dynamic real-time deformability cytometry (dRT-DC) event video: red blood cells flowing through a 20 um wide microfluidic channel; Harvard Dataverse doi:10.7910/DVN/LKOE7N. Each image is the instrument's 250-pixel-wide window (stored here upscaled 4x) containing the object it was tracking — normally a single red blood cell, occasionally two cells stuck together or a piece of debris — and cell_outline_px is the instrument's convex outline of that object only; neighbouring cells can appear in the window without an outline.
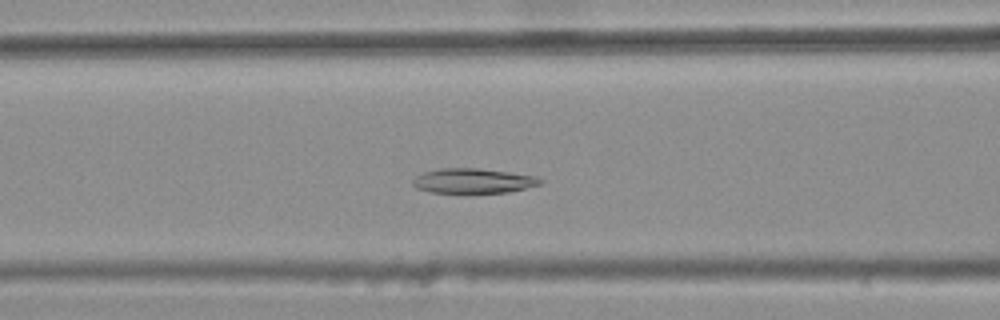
{"species": "common noctule bat (a hibernating species)", "species_latin": "Nyctalus noctula", "temperature_condition": "warm", "stored_images_in_passage": 42, "camera_frame_rate_fps": 3000, "um_per_image_px": 0.085, "animal": {"sex": "female", "body_mass_g": 25.1}, "frame": {"image": 1, "passage_image": 19, "time_ms": 6.0, "image_size_px": [1000, 320], "cell_outline_px": [[544, 180], [540, 184], [508, 192], [468, 196], [428, 192], [416, 188], [412, 184], [412, 180], [416, 176], [424, 172], [440, 168], [480, 168], [536, 176]], "centroid_in_image_um": [40.17, 15.42], "position_along_channel_um": 126.4, "area_um2": 19.42}}
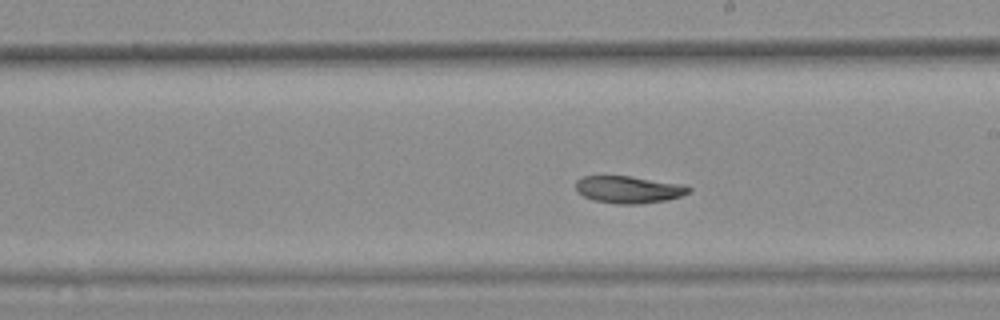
{"frame": {"image": 2, "passage_image": 28, "time_ms": 9.0, "image_size_px": [1000, 320], "cell_outline_px": [[692, 188], [688, 192], [680, 196], [668, 200], [636, 204], [616, 204], [592, 200], [576, 192], [576, 180], [580, 176], [628, 176], [684, 184]], "centroid_in_image_um": [53.4, 16.11], "position_along_channel_um": 235.6, "area_um2": 17.98}}
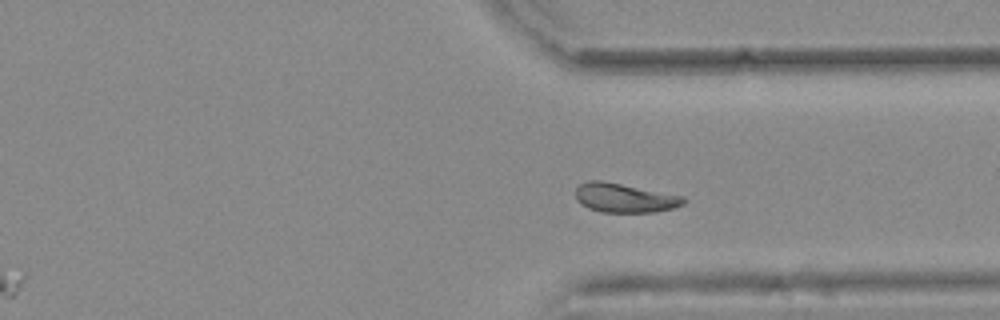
{"frame": {"image": 3, "passage_image": 38, "time_ms": 12.333, "image_size_px": [1000, 320], "cell_outline_px": [[688, 200], [684, 204], [672, 208], [656, 212], [600, 212], [588, 208], [580, 204], [576, 200], [576, 188], [580, 184], [588, 180], [600, 180], [684, 196]], "centroid_in_image_um": [53.08, 16.83], "position_along_channel_um": 358.3, "area_um2": 18.38}, "authors_computed_cell_mechanics": {"area_um2": 19.1607, "velocity_mm_per_s": 3.656, "shape_relaxation_time_tau1_ms": null, "shape_relaxation_time_tau2_ms": 9.9404, "deformation_change_tau1": null, "deformation_change_tau2": 0.131}}